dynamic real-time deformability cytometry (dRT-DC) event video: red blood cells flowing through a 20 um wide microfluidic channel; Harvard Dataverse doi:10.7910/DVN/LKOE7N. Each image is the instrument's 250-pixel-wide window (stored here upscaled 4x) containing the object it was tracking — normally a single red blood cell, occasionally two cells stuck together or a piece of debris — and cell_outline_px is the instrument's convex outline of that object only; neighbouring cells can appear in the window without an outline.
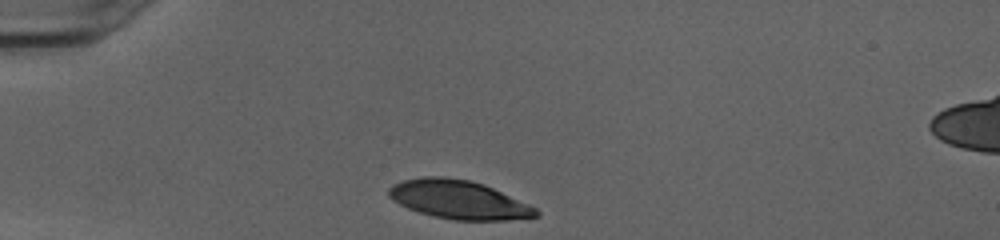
{"species": "human", "species_latin": "Homo sapiens", "temperature_condition": "cold", "stored_images_in_passage": 29, "camera_frame_rate_fps": 3000, "um_per_image_px": 0.085, "donor": {"sex": "female"}, "frame": {"image": 1, "passage_image": 1, "time_ms": 0.0, "image_size_px": [1000, 240], "cell_outline_px": [[540, 216], [508, 220], [452, 220], [420, 212], [408, 208], [392, 200], [388, 196], [388, 188], [392, 184], [404, 180], [424, 176], [444, 176], [472, 180], [484, 184], [528, 204], [536, 208], [540, 212]], "centroid_in_image_um": [38.98, 16.96], "position_along_channel_um": 46.0, "area_um2": 33.12}}
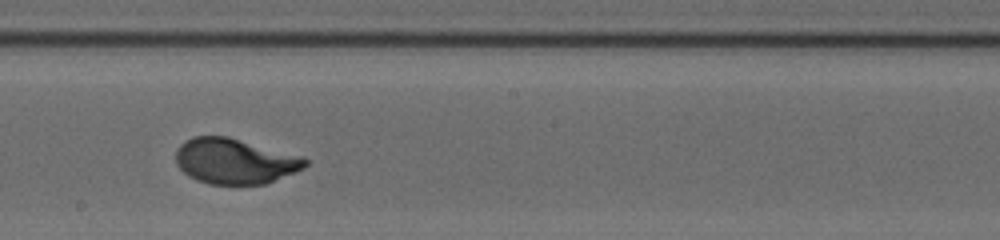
{"frame": {"image": 2, "passage_image": 17, "time_ms": 5.333, "image_size_px": [1000, 240], "cell_outline_px": [[308, 164], [304, 168], [296, 172], [264, 184], [208, 184], [196, 180], [188, 176], [176, 164], [176, 148], [184, 140], [192, 136], [228, 136], [304, 156], [308, 160]], "centroid_in_image_um": [19.96, 13.68], "position_along_channel_um": 228.2, "area_um2": 34.62}}
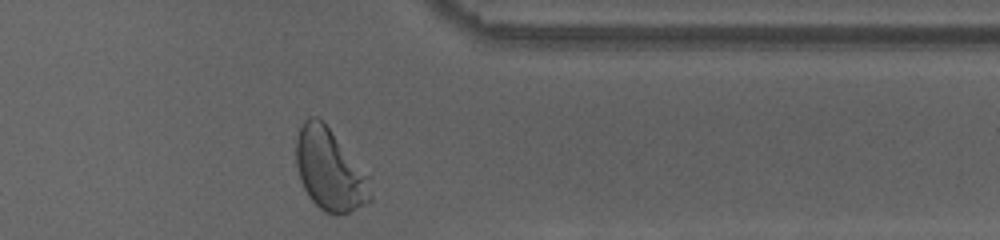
{"frame": {"image": 3, "passage_image": 29, "time_ms": 9.333, "image_size_px": [1000, 240], "cell_outline_px": [[372, 200], [348, 212], [336, 216], [324, 212], [308, 196], [300, 180], [296, 164], [296, 140], [300, 128], [304, 120], [308, 116], [316, 116], [328, 128], [368, 176], [372, 196]], "centroid_in_image_um": [28.0, 14.47], "position_along_channel_um": 383.4, "area_um2": 34.8}, "authors_computed_cell_mechanics": {"area_um2": 34.2754, "velocity_mm_per_s": 4.0021, "shape_relaxation_time_tau1_ms": 2.8062, "shape_relaxation_time_tau2_ms": null, "deformation_change_tau1": 0.1959, "deformation_change_tau2": null}}